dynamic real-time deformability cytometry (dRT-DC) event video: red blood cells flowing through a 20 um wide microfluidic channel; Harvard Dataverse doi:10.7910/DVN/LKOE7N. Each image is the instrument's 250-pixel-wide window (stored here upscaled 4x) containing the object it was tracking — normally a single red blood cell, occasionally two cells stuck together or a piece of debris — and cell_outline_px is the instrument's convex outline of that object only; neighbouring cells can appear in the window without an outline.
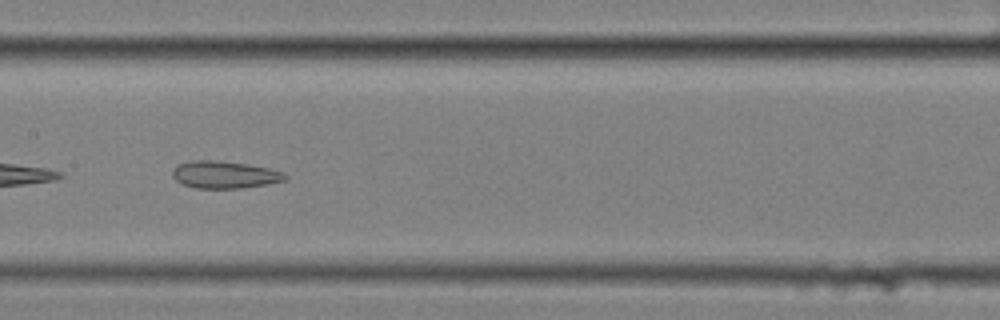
{"species": "common noctule bat (a hibernating species)", "species_latin": "Nyctalus noctula", "temperature_condition": "cold", "stored_images_in_passage": 8, "camera_frame_rate_fps": 3000, "um_per_image_px": 0.085, "animal": {"sex": "female", "body_mass_g": 25.1}, "frame": {"image": 1, "passage_image": 7, "time_ms": 2.0, "image_size_px": [1000, 320], "cell_outline_px": [[288, 176], [284, 180], [268, 184], [240, 188], [196, 188], [184, 184], [176, 180], [172, 176], [172, 172], [176, 164], [188, 160], [212, 160], [248, 164], [268, 168], [284, 172]], "centroid_in_image_um": [19.06, 14.84], "position_along_channel_um": 188.3, "area_um2": 17.92}}